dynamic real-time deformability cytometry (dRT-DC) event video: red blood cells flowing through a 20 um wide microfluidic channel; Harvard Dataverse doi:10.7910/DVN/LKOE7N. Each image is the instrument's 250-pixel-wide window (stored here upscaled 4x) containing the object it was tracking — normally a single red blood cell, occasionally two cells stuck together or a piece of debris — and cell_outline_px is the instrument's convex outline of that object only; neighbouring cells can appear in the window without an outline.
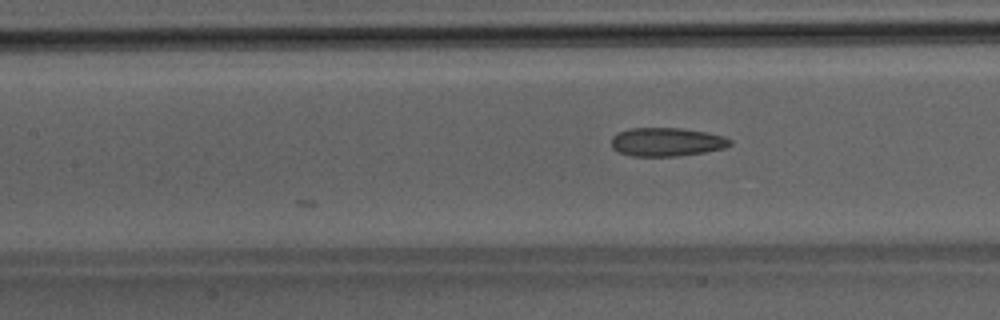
{"species": "Egyptian fruit bat (a non-hibernating species)", "species_latin": "Rousettus aegyptiacus", "temperature_condition": "room temperature", "stored_images_in_passage": 21, "camera_frame_rate_fps": 3000, "um_per_image_px": 0.085, "animal": {"sex": "male"}, "frame": {"image": 1, "passage_image": 21, "time_ms": 6.667, "image_size_px": [1000, 320], "cell_outline_px": [[732, 144], [724, 148], [704, 152], [676, 156], [632, 156], [616, 152], [612, 148], [612, 136], [616, 132], [628, 128], [680, 128], [704, 132], [724, 136], [732, 140]], "centroid_in_image_um": [56.62, 12.06], "position_along_channel_um": 150.8, "area_um2": 19.88}}